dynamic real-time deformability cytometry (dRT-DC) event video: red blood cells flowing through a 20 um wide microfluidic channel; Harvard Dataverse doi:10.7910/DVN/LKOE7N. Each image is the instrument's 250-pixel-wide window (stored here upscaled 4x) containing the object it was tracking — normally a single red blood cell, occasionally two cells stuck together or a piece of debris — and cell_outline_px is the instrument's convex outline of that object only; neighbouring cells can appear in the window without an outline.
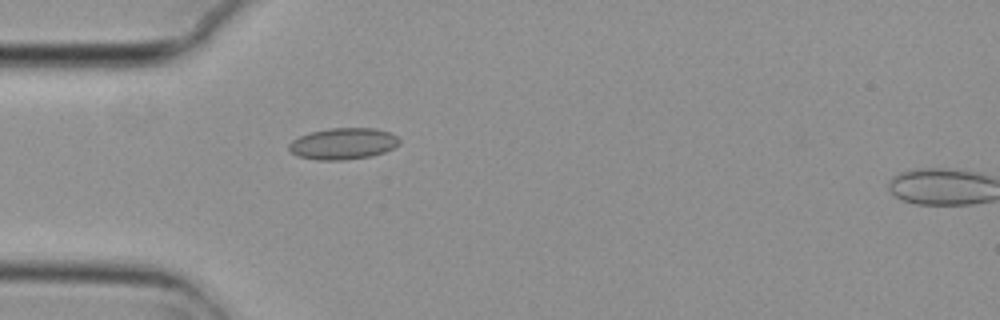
{"species": "common noctule bat (a hibernating species)", "species_latin": "Nyctalus noctula", "temperature_condition": "cold", "stored_images_in_passage": 4, "camera_frame_rate_fps": 3000, "um_per_image_px": 0.085, "animal": {"sex": "female", "body_mass_g": 29.2, "forearm_length_mm": 56.3}, "frame": {"image": 1, "passage_image": 3, "time_ms": 0.667, "image_size_px": [1000, 320], "cell_outline_px": [[400, 144], [384, 152], [372, 156], [344, 160], [316, 160], [296, 156], [288, 148], [288, 144], [292, 140], [300, 136], [312, 132], [328, 128], [376, 128], [388, 132], [396, 136], [400, 140]], "centroid_in_image_um": [29.15, 12.22], "position_along_channel_um": 55.8, "area_um2": 20.29}}